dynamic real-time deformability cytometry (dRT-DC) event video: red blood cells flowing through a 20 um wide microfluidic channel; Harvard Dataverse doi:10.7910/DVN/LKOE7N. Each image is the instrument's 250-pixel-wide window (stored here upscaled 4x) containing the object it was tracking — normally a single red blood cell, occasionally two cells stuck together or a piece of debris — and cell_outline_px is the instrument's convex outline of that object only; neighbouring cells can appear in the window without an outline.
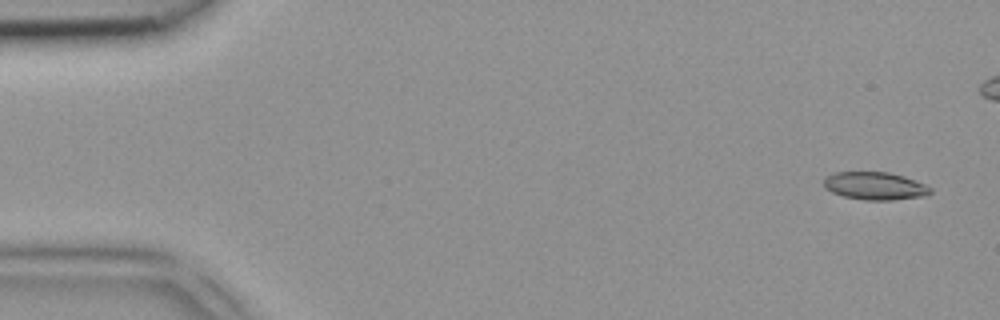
{"species": "common noctule bat (a hibernating species)", "species_latin": "Nyctalus noctula", "temperature_condition": "room temperature", "stored_images_in_passage": 5, "camera_frame_rate_fps": 3000, "um_per_image_px": 0.085, "animal": {"sex": "female", "body_mass_g": 18.4}, "frame": {"image": 1, "passage_image": 1, "time_ms": 0.0, "image_size_px": [1000, 320], "cell_outline_px": [[932, 192], [928, 196], [892, 200], [864, 200], [844, 196], [832, 192], [824, 188], [824, 176], [832, 172], [888, 172], [904, 176], [924, 184], [932, 188]], "centroid_in_image_um": [74.37, 15.8], "position_along_channel_um": 10.6, "area_um2": 17.46}}